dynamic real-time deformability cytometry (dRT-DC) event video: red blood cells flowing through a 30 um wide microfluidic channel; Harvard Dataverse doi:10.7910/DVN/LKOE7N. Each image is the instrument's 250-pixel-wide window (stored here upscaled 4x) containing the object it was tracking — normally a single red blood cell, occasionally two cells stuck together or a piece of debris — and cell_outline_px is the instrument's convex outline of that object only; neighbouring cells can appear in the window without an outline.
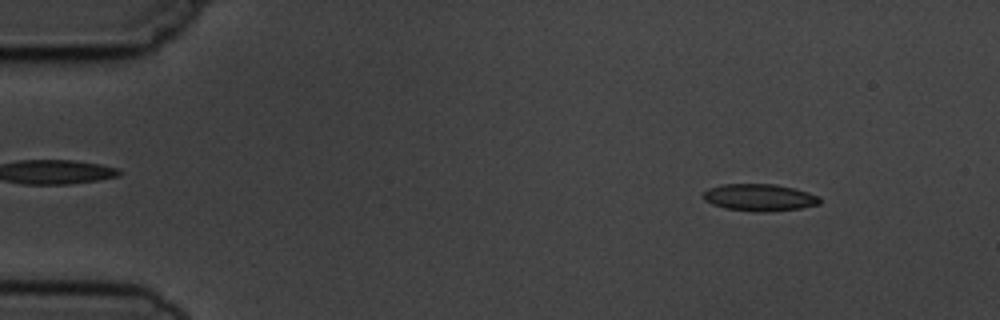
{"species": "common noctule bat (a hibernating species)", "species_latin": "Nyctalus noctula", "temperature_condition": "cold", "stored_images_in_passage": 5, "camera_frame_rate_fps": 3000, "um_per_image_px": 0.085, "animal": {"sex": "male", "body_mass_g": 19.5, "forearm_length_mm": 54.6}, "frame": {"image": 1, "passage_image": 1, "time_ms": 0.0, "image_size_px": [1000, 320], "cell_outline_px": [[820, 204], [800, 208], [768, 212], [752, 212], [724, 208], [712, 204], [704, 200], [704, 192], [708, 188], [720, 184], [776, 184], [796, 188], [820, 196]], "centroid_in_image_um": [64.56, 16.78], "position_along_channel_um": 20.4, "area_um2": 18.61}}
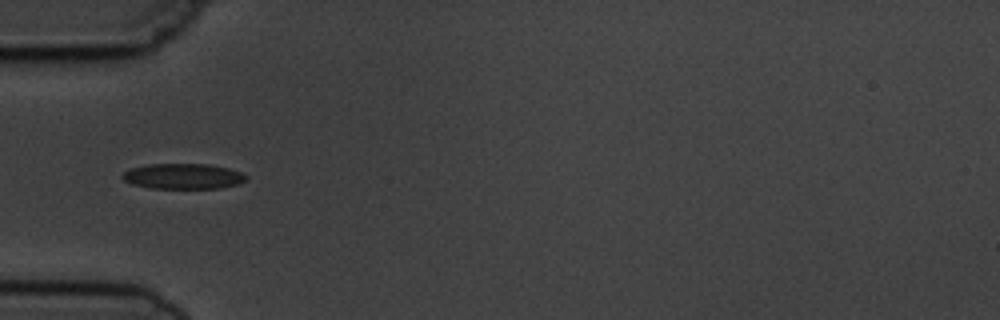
{"frame": {"image": 2, "passage_image": 4, "time_ms": 3.667, "image_size_px": [1000, 320], "cell_outline_px": [[248, 176], [244, 180], [236, 184], [220, 188], [152, 188], [132, 184], [124, 180], [120, 176], [124, 172], [132, 168], [148, 164], [208, 164], [228, 168], [240, 172]], "centroid_in_image_um": [15.54, 14.98], "position_along_channel_um": 69.5, "area_um2": 18.15}}
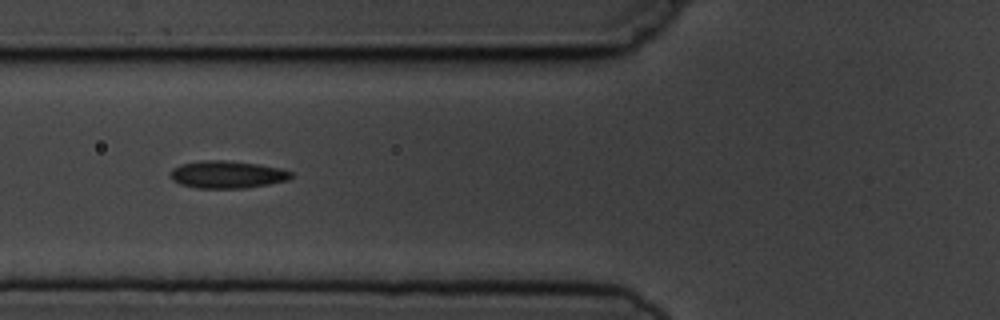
{"frame": {"image": 3, "passage_image": 5, "time_ms": 4.667, "image_size_px": [1000, 320], "cell_outline_px": [[292, 176], [288, 180], [268, 184], [244, 188], [196, 188], [180, 184], [172, 180], [172, 168], [180, 164], [204, 160], [224, 160], [256, 164], [280, 168], [292, 172]], "centroid_in_image_um": [19.3, 14.83], "position_along_channel_um": 106.5, "area_um2": 19.13}}